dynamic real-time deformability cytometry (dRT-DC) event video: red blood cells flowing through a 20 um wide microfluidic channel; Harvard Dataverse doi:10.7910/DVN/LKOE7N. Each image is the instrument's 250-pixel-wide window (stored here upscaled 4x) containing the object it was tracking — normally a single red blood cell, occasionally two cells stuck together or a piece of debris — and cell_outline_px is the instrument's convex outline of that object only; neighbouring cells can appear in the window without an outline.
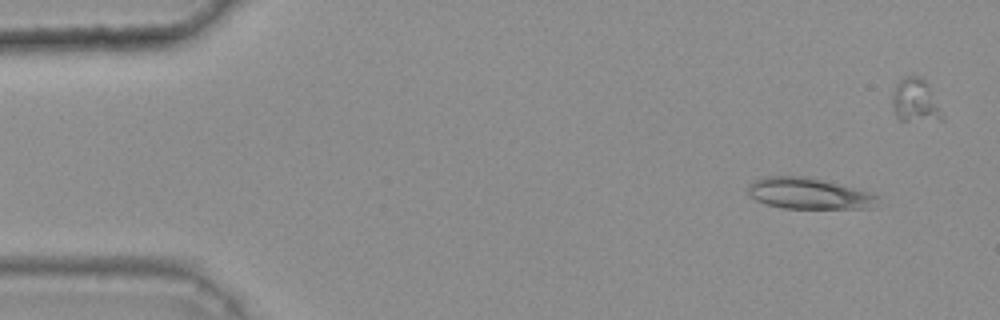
{"species": "common noctule bat (a hibernating species)", "species_latin": "Nyctalus noctula", "temperature_condition": "warm", "stored_images_in_passage": 43, "camera_frame_rate_fps": 3000, "um_per_image_px": 0.085, "animal": {"sex": "female", "body_mass_g": 25.1}, "frame": {"image": 1, "passage_image": 1, "time_ms": 0.0, "image_size_px": [1000, 320], "cell_outline_px": [[876, 196], [868, 208], [784, 208], [768, 204], [756, 200], [748, 192], [748, 184], [764, 176], [808, 176], [868, 192]], "centroid_in_image_um": [68.63, 16.43], "position_along_channel_um": 16.4, "area_um2": 22.83}}
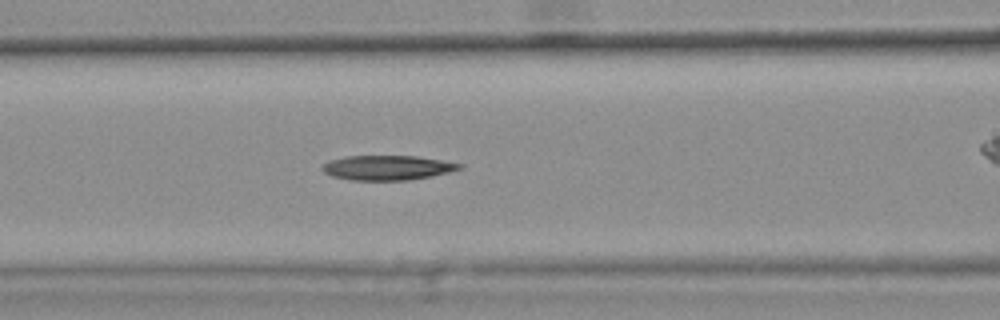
{"frame": {"image": 2, "passage_image": 18, "time_ms": 5.667, "image_size_px": [1000, 320], "cell_outline_px": [[464, 168], [432, 176], [408, 180], [352, 180], [332, 176], [324, 172], [320, 168], [328, 160], [348, 156], [416, 156], [464, 164]], "centroid_in_image_um": [32.93, 14.25], "position_along_channel_um": 133.7, "area_um2": 19.71}}